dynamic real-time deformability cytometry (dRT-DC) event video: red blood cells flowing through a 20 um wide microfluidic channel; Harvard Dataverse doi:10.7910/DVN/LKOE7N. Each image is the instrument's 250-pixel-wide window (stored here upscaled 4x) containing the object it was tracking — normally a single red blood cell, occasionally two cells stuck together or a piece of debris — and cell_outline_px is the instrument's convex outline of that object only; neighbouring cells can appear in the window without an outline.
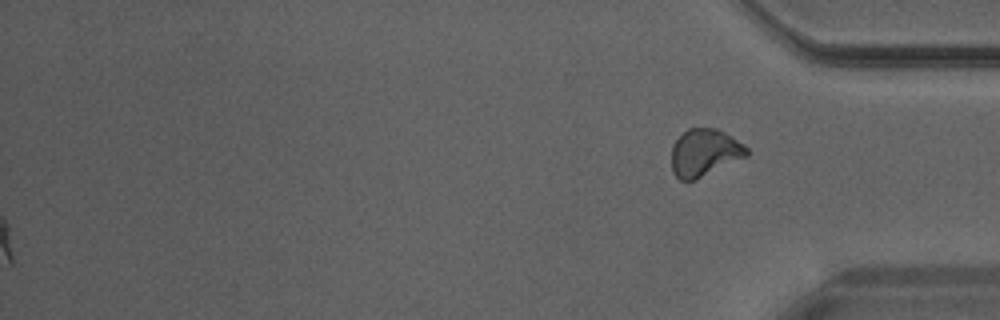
{"species": "Egyptian fruit bat (a non-hibernating species)", "species_latin": "Rousettus aegyptiacus", "temperature_condition": "warm", "stored_images_in_passage": 27, "segment_of_instrument_passage": [2, 2], "camera_frame_rate_fps": 3000, "um_per_image_px": 0.085, "animal": {"sex": "male"}, "frame": {"image": 1, "passage_image": 27, "time_ms": 8.667, "image_size_px": [1000, 320], "cell_outline_px": [[748, 156], [696, 180], [680, 180], [672, 172], [672, 144], [688, 128], [716, 128], [724, 132], [744, 144], [748, 148]], "centroid_in_image_um": [59.89, 12.98], "position_along_channel_um": 375.3, "area_um2": 20.81}}